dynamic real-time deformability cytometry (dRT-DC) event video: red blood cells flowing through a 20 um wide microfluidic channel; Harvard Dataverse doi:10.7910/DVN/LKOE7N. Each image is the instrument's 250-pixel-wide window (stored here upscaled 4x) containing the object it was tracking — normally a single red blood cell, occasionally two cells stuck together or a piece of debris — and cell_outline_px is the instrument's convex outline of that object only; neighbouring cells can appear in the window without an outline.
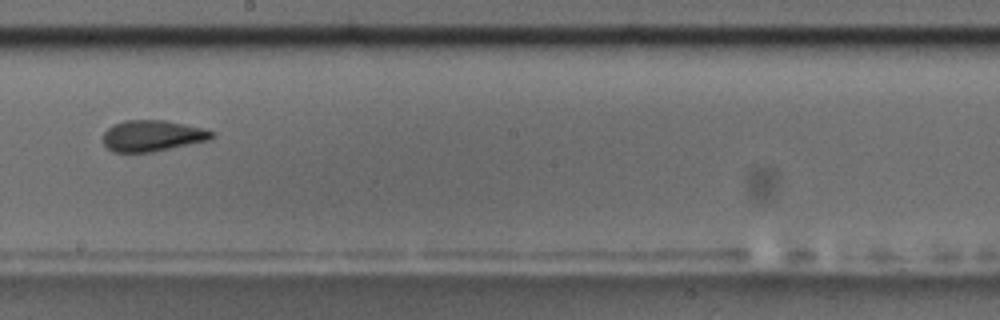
{"species": "common noctule bat (a hibernating species)", "species_latin": "Nyctalus noctula", "temperature_condition": "room temperature", "stored_images_in_passage": 10, "camera_frame_rate_fps": 3000, "um_per_image_px": 0.085, "animal": {"sex": "male", "body_mass_g": 17.5, "forearm_length_mm": 52.3}, "frame": {"image": 1, "passage_image": 9, "time_ms": 9.333, "image_size_px": [1000, 320], "cell_outline_px": [[216, 132], [208, 140], [152, 152], [112, 152], [104, 144], [104, 132], [112, 124], [124, 120], [164, 120], [204, 128]], "centroid_in_image_um": [12.93, 11.53], "position_along_channel_um": 235.3, "area_um2": 19.65}}
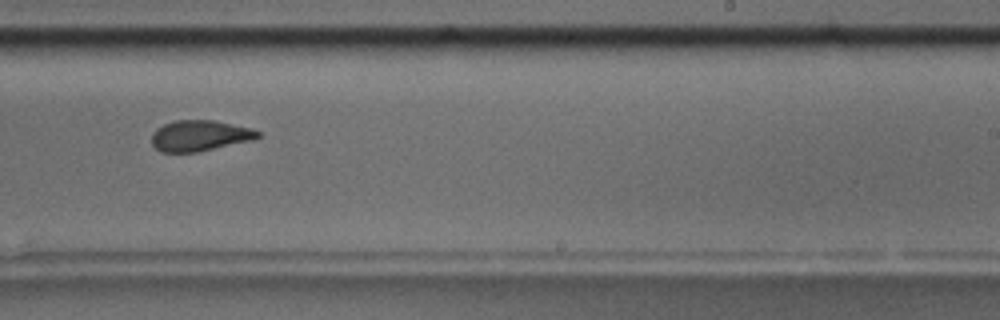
{"frame": {"image": 2, "passage_image": 10, "time_ms": 10.333, "image_size_px": [1000, 320], "cell_outline_px": [[260, 136], [252, 140], [196, 152], [160, 152], [152, 144], [152, 132], [156, 128], [164, 124], [176, 120], [216, 120], [252, 128], [260, 132]], "centroid_in_image_um": [16.97, 11.52], "position_along_channel_um": 272.0, "area_um2": 19.07}}